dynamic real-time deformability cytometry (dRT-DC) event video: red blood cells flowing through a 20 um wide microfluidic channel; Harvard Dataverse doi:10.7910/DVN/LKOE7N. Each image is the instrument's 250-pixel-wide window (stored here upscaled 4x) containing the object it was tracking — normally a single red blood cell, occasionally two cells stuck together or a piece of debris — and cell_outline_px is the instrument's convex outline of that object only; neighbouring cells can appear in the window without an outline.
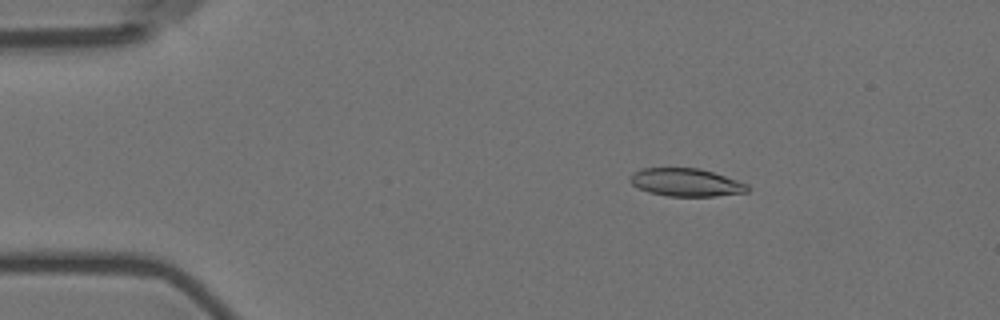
{"species": "Egyptian fruit bat (a non-hibernating species)", "species_latin": "Rousettus aegyptiacus", "temperature_condition": "room temperature", "stored_images_in_passage": 57, "camera_frame_rate_fps": 3000, "um_per_image_px": 0.085, "animal": {"sex": "female"}, "frame": {"image": 1, "passage_image": 10, "time_ms": 3.0, "image_size_px": [1000, 320], "cell_outline_px": [[748, 192], [716, 196], [668, 196], [648, 192], [632, 184], [628, 180], [628, 176], [632, 172], [644, 168], [696, 168], [712, 172], [748, 184]], "centroid_in_image_um": [58.27, 15.5], "position_along_channel_um": 26.7, "area_um2": 19.02}}
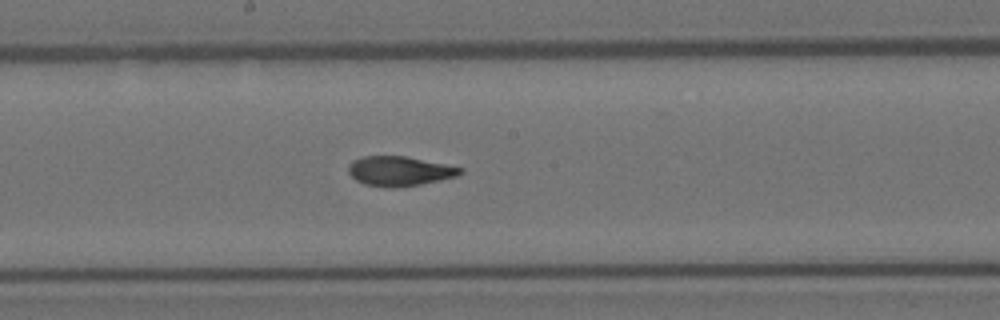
{"frame": {"image": 2, "passage_image": 31, "time_ms": 10.0, "image_size_px": [1000, 320], "cell_outline_px": [[464, 172], [456, 176], [440, 180], [420, 184], [396, 188], [392, 188], [364, 184], [356, 180], [348, 172], [348, 164], [352, 160], [364, 156], [404, 156], [464, 168]], "centroid_in_image_um": [33.93, 14.54], "position_along_channel_um": 214.3, "area_um2": 19.25}}
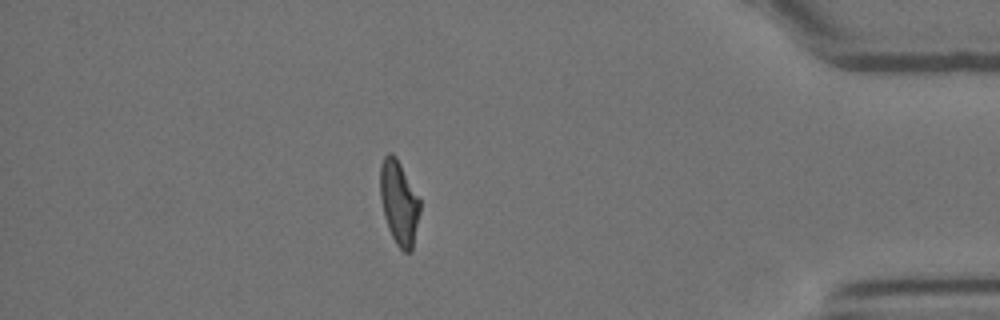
{"frame": {"image": 3, "passage_image": 50, "time_ms": 16.333, "image_size_px": [1000, 320], "cell_outline_px": [[420, 212], [412, 252], [404, 252], [396, 244], [388, 228], [384, 216], [380, 196], [380, 164], [384, 156], [388, 152], [392, 152], [396, 156], [420, 200]], "centroid_in_image_um": [33.91, 17.22], "position_along_channel_um": 401.3, "area_um2": 19.54}, "authors_computed_cell_mechanics": {"area_um2": 19.5942, "velocity_mm_per_s": 3.5913, "shape_relaxation_time_tau1_ms": 5.1276, "shape_relaxation_time_tau2_ms": 1.4662, "deformation_change_tau1": 0.1961, "deformation_change_tau2": 0.076}}